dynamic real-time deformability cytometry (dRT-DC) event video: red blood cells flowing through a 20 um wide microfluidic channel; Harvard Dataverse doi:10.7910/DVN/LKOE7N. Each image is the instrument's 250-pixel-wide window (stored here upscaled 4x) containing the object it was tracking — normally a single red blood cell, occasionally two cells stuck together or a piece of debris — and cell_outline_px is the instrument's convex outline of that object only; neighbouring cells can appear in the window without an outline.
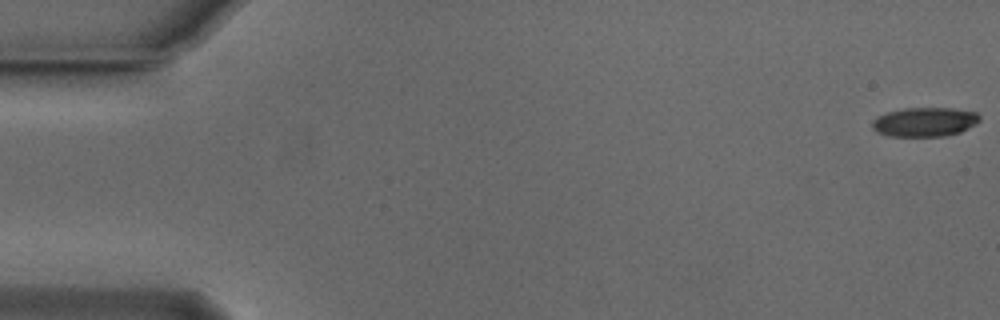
{"species": "Egyptian fruit bat (a non-hibernating species)", "species_latin": "Rousettus aegyptiacus", "temperature_condition": "cold", "stored_images_in_passage": 54, "camera_frame_rate_fps": 3000, "um_per_image_px": 0.085, "animal": {"sex": "male"}, "frame": {"image": 1, "passage_image": 1, "time_ms": 0.0, "image_size_px": [1000, 320], "cell_outline_px": [[980, 120], [976, 124], [960, 132], [944, 136], [892, 136], [880, 132], [872, 128], [872, 120], [876, 116], [888, 112], [904, 108], [952, 108], [976, 112], [980, 116]], "centroid_in_image_um": [78.61, 10.36], "position_along_channel_um": 6.4, "area_um2": 18.21}}
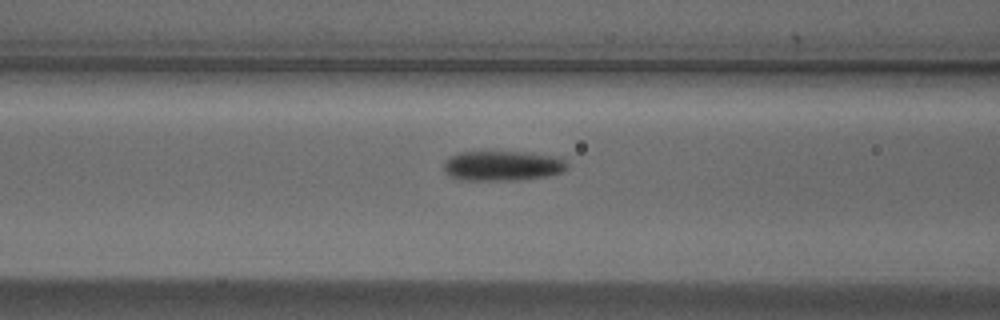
{"frame": {"image": 2, "passage_image": 22, "time_ms": 7.0, "image_size_px": [1000, 320], "cell_outline_px": [[568, 168], [560, 172], [544, 176], [520, 180], [456, 180], [448, 176], [444, 172], [444, 164], [448, 156], [460, 152], [528, 152], [560, 156], [568, 164]], "centroid_in_image_um": [42.68, 14.09], "position_along_channel_um": 123.9, "area_um2": 21.85}}
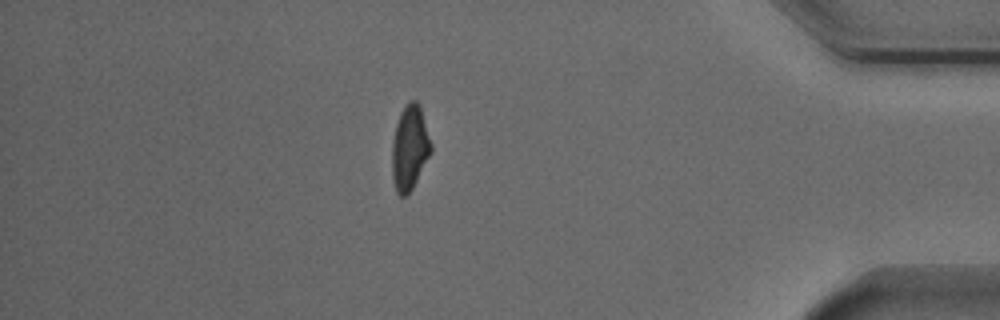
{"frame": {"image": 3, "passage_image": 47, "time_ms": 15.333, "image_size_px": [1000, 320], "cell_outline_px": [[432, 152], [412, 188], [404, 196], [400, 196], [396, 192], [392, 176], [392, 140], [396, 124], [400, 112], [408, 100], [416, 100], [420, 104], [432, 144]], "centroid_in_image_um": [34.83, 12.52], "position_along_channel_um": 400.4, "area_um2": 19.42}, "authors_computed_cell_mechanics": {"area_um2": 20.1144, "velocity_mm_per_s": 3.8232, "shape_relaxation_time_tau1_ms": 2.3505, "shape_relaxation_time_tau2_ms": 3.141, "deformation_change_tau1": 0.1378, "deformation_change_tau2": 0.1081}}